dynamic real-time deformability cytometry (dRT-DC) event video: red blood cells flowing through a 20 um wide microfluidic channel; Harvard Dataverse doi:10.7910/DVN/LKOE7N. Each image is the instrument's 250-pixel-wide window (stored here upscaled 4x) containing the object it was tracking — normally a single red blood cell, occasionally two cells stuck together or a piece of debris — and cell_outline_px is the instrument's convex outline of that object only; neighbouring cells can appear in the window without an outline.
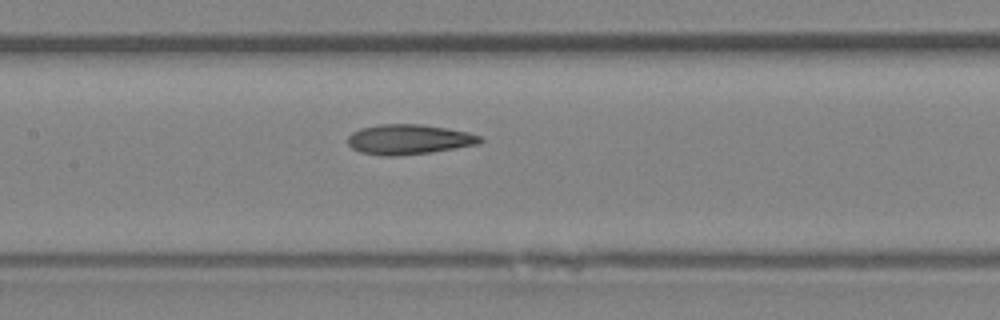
{"species": "Egyptian fruit bat (a non-hibernating species)", "species_latin": "Rousettus aegyptiacus", "temperature_condition": "room temperature", "stored_images_in_passage": 5, "camera_frame_rate_fps": 3000, "um_per_image_px": 0.085, "animal": {"sex": "female"}, "frame": {"image": 1, "passage_image": 5, "time_ms": 5.333, "image_size_px": [1000, 320], "cell_outline_px": [[484, 140], [480, 144], [432, 152], [396, 156], [384, 156], [360, 152], [352, 148], [348, 144], [348, 136], [352, 132], [360, 128], [380, 124], [420, 124], [468, 132], [480, 136]], "centroid_in_image_um": [34.75, 11.85], "position_along_channel_um": 172.7, "area_um2": 23.18}}